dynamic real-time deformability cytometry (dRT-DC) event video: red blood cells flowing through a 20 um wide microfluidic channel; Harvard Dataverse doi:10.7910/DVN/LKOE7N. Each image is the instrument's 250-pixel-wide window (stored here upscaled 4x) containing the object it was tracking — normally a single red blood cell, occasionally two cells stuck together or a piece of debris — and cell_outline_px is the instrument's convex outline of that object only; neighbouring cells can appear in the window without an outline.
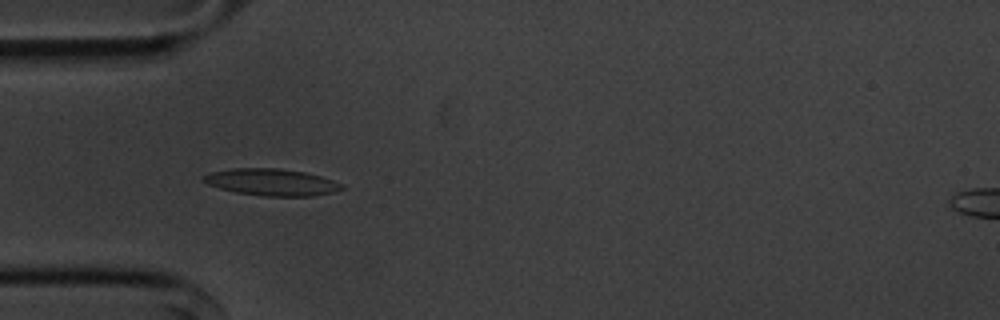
{"species": "common noctule bat (a hibernating species)", "species_latin": "Nyctalus noctula", "temperature_condition": "cold", "stored_images_in_passage": 54, "camera_frame_rate_fps": 3000, "um_per_image_px": 0.085, "animal": {"sex": "male", "body_mass_g": 20.1, "forearm_length_mm": 53.5}, "frame": {"image": 1, "passage_image": 16, "time_ms": 5.0, "image_size_px": [1000, 320], "cell_outline_px": [[344, 188], [332, 192], [312, 196], [260, 196], [236, 192], [220, 188], [208, 184], [200, 180], [200, 176], [212, 172], [232, 168], [276, 168], [304, 172], [320, 176], [344, 184]], "centroid_in_image_um": [23.05, 15.48], "position_along_channel_um": 62.0, "area_um2": 21.62}}
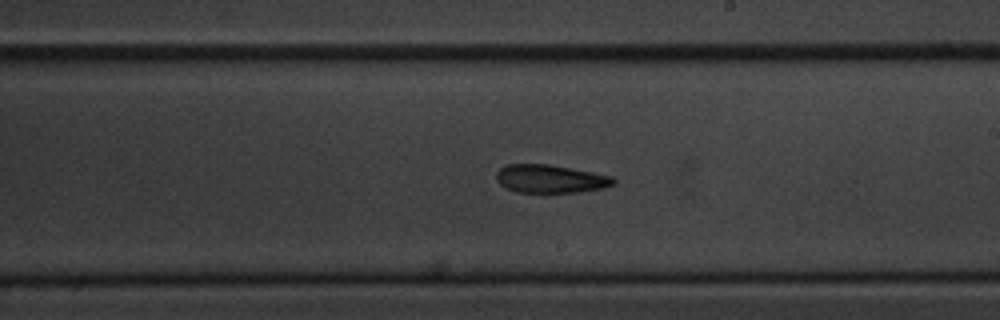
{"frame": {"image": 2, "passage_image": 31, "time_ms": 10.0, "image_size_px": [1000, 320], "cell_outline_px": [[616, 184], [604, 188], [580, 192], [516, 192], [500, 184], [496, 180], [496, 172], [504, 164], [548, 164], [592, 172], [612, 176], [616, 180]], "centroid_in_image_um": [46.79, 15.2], "position_along_channel_um": 242.2, "area_um2": 19.31}}
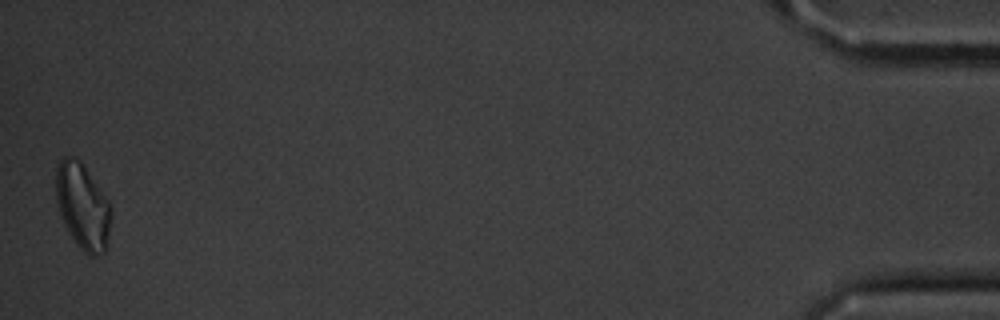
{"frame": {"image": 3, "passage_image": 54, "time_ms": 17.667, "image_size_px": [1000, 320], "cell_outline_px": [[112, 216], [108, 248], [104, 252], [96, 256], [88, 256], [76, 244], [68, 232], [64, 224], [56, 200], [56, 168], [60, 160], [64, 156], [72, 156], [80, 160], [100, 188], [108, 200], [112, 208]], "centroid_in_image_um": [7.06, 17.57], "position_along_channel_um": 428.1, "area_um2": 27.98}, "authors_computed_cell_mechanics": {"area_um2": 20.1722, "velocity_mm_per_s": 3.6199, "shape_relaxation_time_tau1_ms": 3.3204, "shape_relaxation_time_tau2_ms": 8.6593, "deformation_change_tau1": 0.1053, "deformation_change_tau2": 0.1516}}